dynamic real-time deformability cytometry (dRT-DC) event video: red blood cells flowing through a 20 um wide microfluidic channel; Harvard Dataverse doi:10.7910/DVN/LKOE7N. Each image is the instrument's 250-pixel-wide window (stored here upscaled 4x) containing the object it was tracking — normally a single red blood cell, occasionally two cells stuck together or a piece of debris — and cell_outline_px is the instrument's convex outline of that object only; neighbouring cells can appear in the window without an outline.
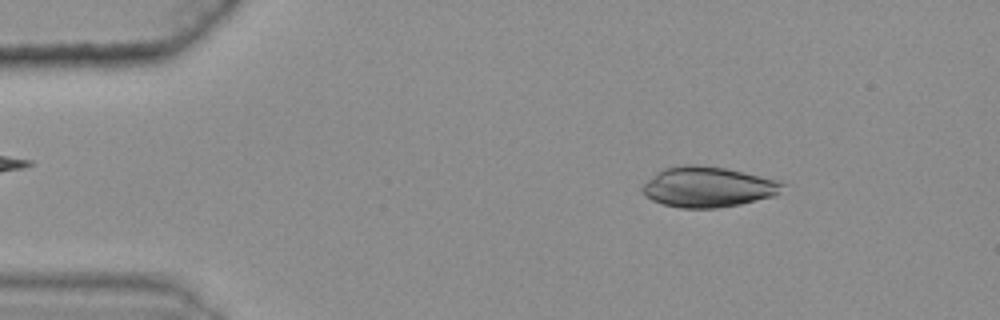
{"species": "common noctule bat (a hibernating species)", "species_latin": "Nyctalus noctula", "temperature_condition": "warm", "stored_images_in_passage": 46, "camera_frame_rate_fps": 3000, "um_per_image_px": 0.085, "animal": {"sex": "female", "body_mass_g": 25.1}, "frame": {"image": 1, "passage_image": 7, "time_ms": 2.0, "image_size_px": [1000, 320], "cell_outline_px": [[788, 184], [776, 196], [740, 204], [716, 208], [680, 208], [664, 204], [652, 200], [644, 196], [640, 188], [656, 172], [664, 168], [684, 164], [692, 164], [724, 168], [780, 180]], "centroid_in_image_um": [60.2, 15.89], "position_along_channel_um": 24.8, "area_um2": 33.23}}
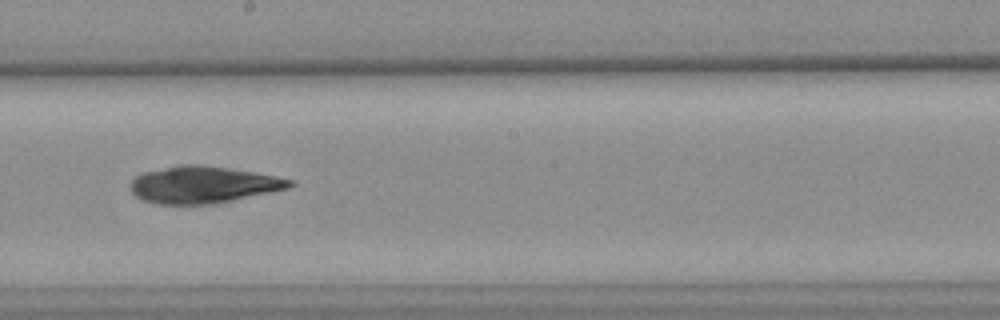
{"frame": {"image": 2, "passage_image": 30, "time_ms": 9.667, "image_size_px": [1000, 320], "cell_outline_px": [[296, 184], [288, 188], [216, 204], [156, 204], [144, 200], [136, 196], [132, 192], [132, 180], [136, 176], [144, 172], [180, 164], [200, 164], [256, 172], [292, 180]], "centroid_in_image_um": [17.28, 15.7], "position_along_channel_um": 230.9, "area_um2": 34.1}}
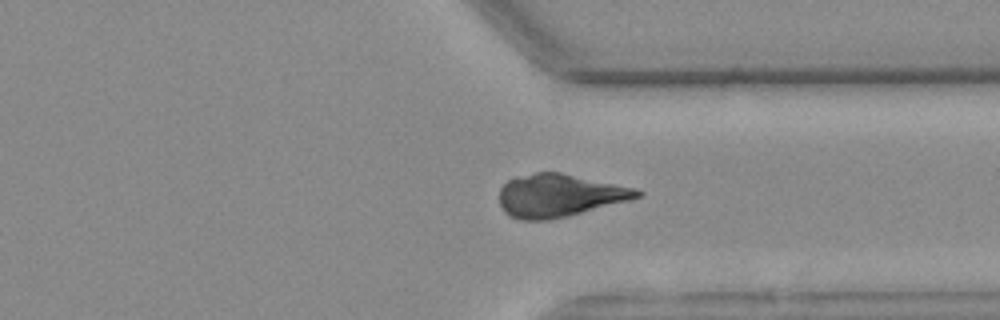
{"frame": {"image": 3, "passage_image": 41, "time_ms": 13.333, "image_size_px": [1000, 320], "cell_outline_px": [[644, 192], [640, 196], [628, 200], [568, 216], [548, 220], [520, 220], [504, 212], [500, 204], [500, 188], [508, 180], [516, 176], [536, 172], [560, 172], [636, 188]], "centroid_in_image_um": [47.52, 16.61], "position_along_channel_um": 363.9, "area_um2": 34.22}}